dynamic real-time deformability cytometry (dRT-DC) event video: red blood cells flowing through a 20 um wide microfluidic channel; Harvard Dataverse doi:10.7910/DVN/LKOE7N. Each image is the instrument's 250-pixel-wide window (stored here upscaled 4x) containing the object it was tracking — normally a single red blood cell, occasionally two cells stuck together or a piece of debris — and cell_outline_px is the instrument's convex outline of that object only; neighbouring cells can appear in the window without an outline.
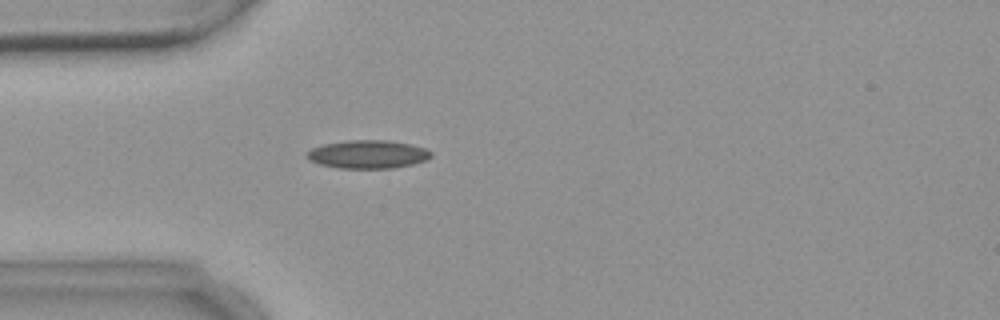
{"species": "common noctule bat (a hibernating species)", "species_latin": "Nyctalus noctula", "temperature_condition": "warm", "stored_images_in_passage": 4, "camera_frame_rate_fps": 3000, "um_per_image_px": 0.085, "animal": {"sex": "female", "body_mass_g": 18.4}, "frame": {"image": 1, "passage_image": 4, "time_ms": 6.667, "image_size_px": [1000, 320], "cell_outline_px": [[432, 156], [428, 160], [412, 164], [392, 168], [340, 168], [320, 164], [308, 160], [308, 152], [312, 148], [324, 144], [348, 140], [388, 140], [428, 148], [432, 152]], "centroid_in_image_um": [31.32, 13.11], "position_along_channel_um": 53.7, "area_um2": 20.4}}